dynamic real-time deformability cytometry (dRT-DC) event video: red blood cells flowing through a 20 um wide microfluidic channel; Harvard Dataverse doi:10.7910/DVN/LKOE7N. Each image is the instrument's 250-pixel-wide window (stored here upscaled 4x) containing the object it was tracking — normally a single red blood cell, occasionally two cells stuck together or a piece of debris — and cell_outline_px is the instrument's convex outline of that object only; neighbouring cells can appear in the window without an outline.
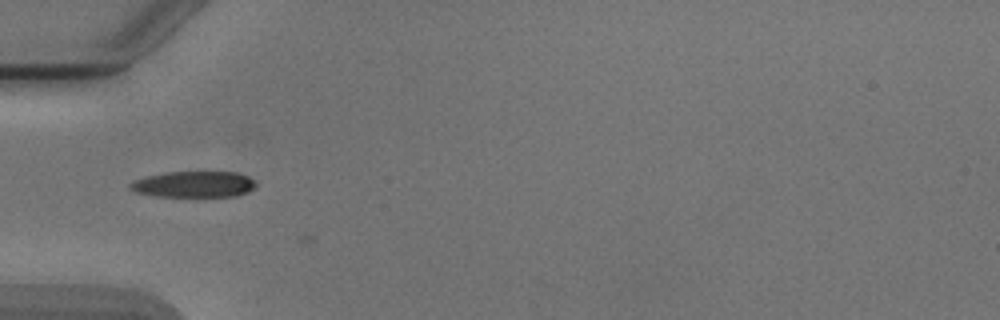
{"species": "Egyptian fruit bat (a non-hibernating species)", "species_latin": "Rousettus aegyptiacus", "temperature_condition": "cold", "stored_images_in_passage": 3, "camera_frame_rate_fps": 3000, "um_per_image_px": 0.085, "animal": {"sex": "male"}, "frame": {"image": 1, "passage_image": 2, "time_ms": 1.333, "image_size_px": [1000, 320], "cell_outline_px": [[256, 184], [248, 192], [236, 196], [156, 196], [136, 192], [128, 188], [128, 184], [132, 180], [144, 176], [168, 172], [236, 172], [248, 176], [256, 180]], "centroid_in_image_um": [16.45, 15.66], "position_along_channel_um": 68.6, "area_um2": 19.25}}